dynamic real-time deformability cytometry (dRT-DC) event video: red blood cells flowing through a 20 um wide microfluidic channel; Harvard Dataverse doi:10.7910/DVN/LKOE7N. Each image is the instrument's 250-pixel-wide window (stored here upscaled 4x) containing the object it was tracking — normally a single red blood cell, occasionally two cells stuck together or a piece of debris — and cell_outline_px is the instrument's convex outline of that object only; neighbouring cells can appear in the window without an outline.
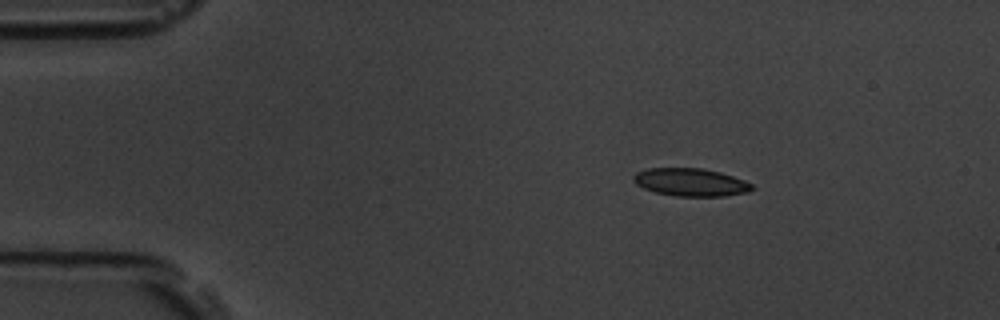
{"species": "common noctule bat (a hibernating species)", "species_latin": "Nyctalus noctula", "temperature_condition": "room temperature", "stored_images_in_passage": 14, "camera_frame_rate_fps": 3000, "um_per_image_px": 0.085, "animal": {"sex": "male", "body_mass_g": 19.5, "forearm_length_mm": 54.6}, "frame": {"image": 1, "passage_image": 2, "time_ms": 0.333, "image_size_px": [1000, 320], "cell_outline_px": [[756, 188], [748, 192], [724, 196], [676, 196], [656, 192], [644, 188], [636, 184], [632, 180], [632, 176], [636, 172], [648, 168], [700, 168], [720, 172], [744, 180], [752, 184]], "centroid_in_image_um": [58.7, 15.49], "position_along_channel_um": 26.3, "area_um2": 19.25}}
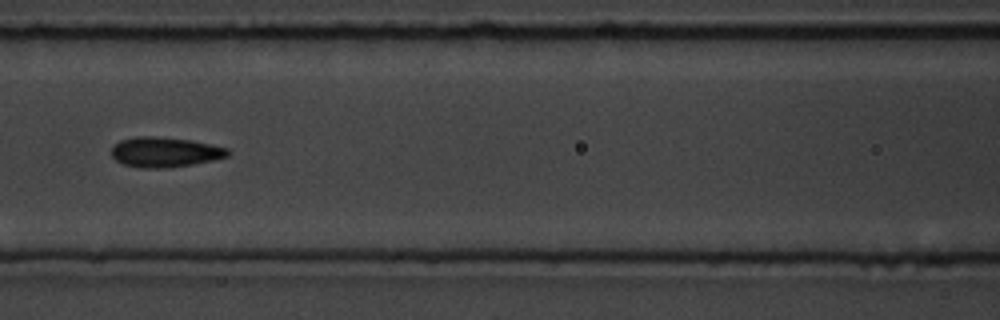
{"frame": {"image": 2, "passage_image": 6, "time_ms": 1.667, "image_size_px": [1000, 320], "cell_outline_px": [[232, 152], [228, 156], [212, 160], [192, 164], [168, 168], [144, 168], [124, 164], [116, 160], [112, 156], [112, 144], [120, 140], [136, 136], [152, 136], [192, 140], [228, 148]], "centroid_in_image_um": [14.01, 12.92], "position_along_channel_um": 152.6, "area_um2": 20.4}}
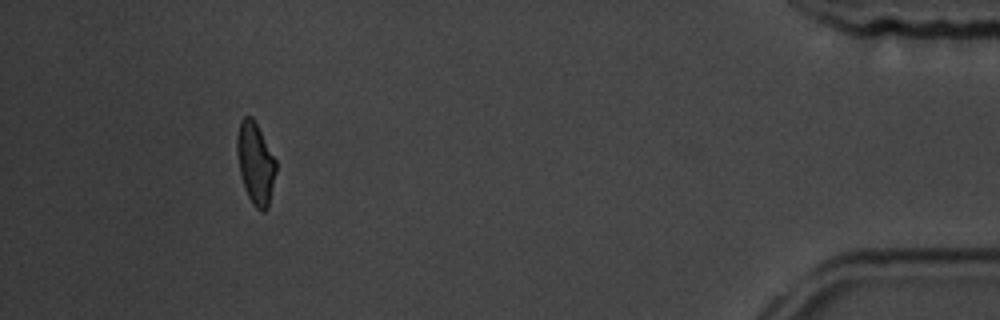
{"frame": {"image": 3, "passage_image": 13, "time_ms": 4.0, "image_size_px": [1000, 320], "cell_outline_px": [[276, 172], [268, 208], [264, 212], [260, 212], [252, 204], [244, 188], [240, 172], [236, 148], [236, 136], [240, 120], [244, 116], [252, 116], [276, 160]], "centroid_in_image_um": [21.7, 13.89], "position_along_channel_um": 413.5, "area_um2": 18.61}}